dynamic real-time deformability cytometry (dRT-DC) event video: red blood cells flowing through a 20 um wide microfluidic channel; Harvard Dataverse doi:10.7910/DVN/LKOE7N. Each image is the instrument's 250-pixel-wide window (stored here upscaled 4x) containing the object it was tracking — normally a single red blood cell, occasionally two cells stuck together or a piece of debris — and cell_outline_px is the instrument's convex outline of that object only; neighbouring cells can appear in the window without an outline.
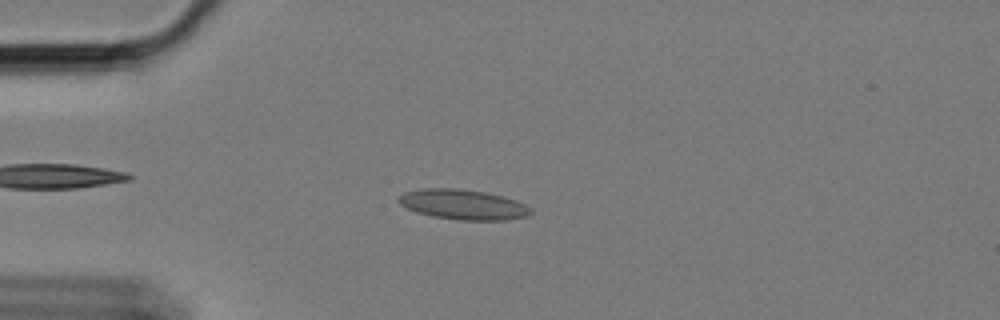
{"species": "Egyptian fruit bat (a non-hibernating species)", "species_latin": "Rousettus aegyptiacus", "temperature_condition": "cold", "stored_images_in_passage": 56, "camera_frame_rate_fps": 3000, "um_per_image_px": 0.085, "animal": {"sex": "female"}, "frame": {"image": 1, "passage_image": 12, "time_ms": 3.667, "image_size_px": [1000, 320], "cell_outline_px": [[532, 212], [528, 216], [504, 220], [460, 220], [432, 216], [408, 208], [400, 204], [396, 200], [404, 192], [424, 188], [460, 188], [484, 192], [516, 200], [532, 208]], "centroid_in_image_um": [39.38, 17.38], "position_along_channel_um": 45.6, "area_um2": 23.0}}
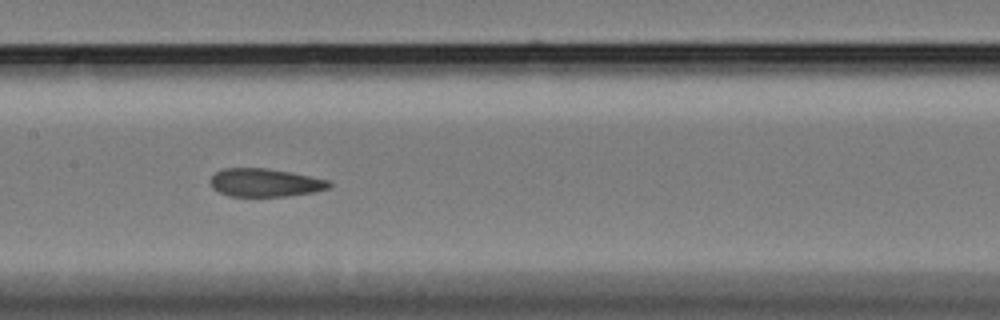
{"frame": {"image": 2, "passage_image": 26, "time_ms": 8.333, "image_size_px": [1000, 320], "cell_outline_px": [[332, 184], [328, 188], [316, 192], [288, 196], [228, 196], [212, 188], [208, 180], [220, 168], [268, 168], [292, 172], [332, 180]], "centroid_in_image_um": [22.55, 15.52], "position_along_channel_um": 184.9, "area_um2": 19.88}}
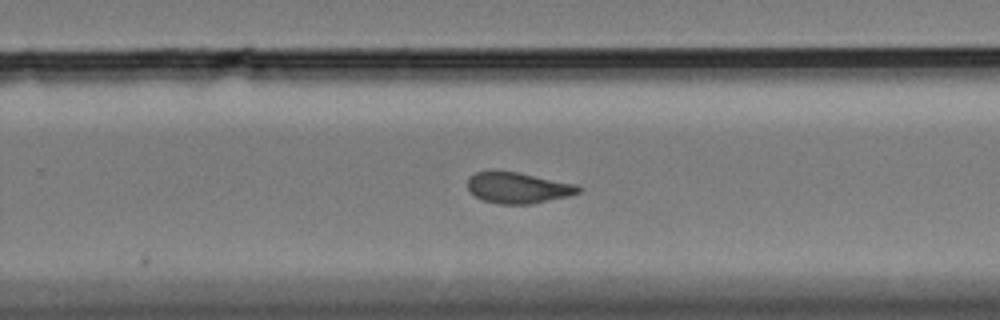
{"frame": {"image": 3, "passage_image": 35, "time_ms": 11.333, "image_size_px": [1000, 320], "cell_outline_px": [[580, 192], [568, 196], [532, 204], [496, 204], [484, 200], [476, 196], [468, 188], [468, 176], [476, 172], [516, 172], [576, 184], [580, 188]], "centroid_in_image_um": [44.03, 15.98], "position_along_channel_um": 285.8, "area_um2": 19.65}}